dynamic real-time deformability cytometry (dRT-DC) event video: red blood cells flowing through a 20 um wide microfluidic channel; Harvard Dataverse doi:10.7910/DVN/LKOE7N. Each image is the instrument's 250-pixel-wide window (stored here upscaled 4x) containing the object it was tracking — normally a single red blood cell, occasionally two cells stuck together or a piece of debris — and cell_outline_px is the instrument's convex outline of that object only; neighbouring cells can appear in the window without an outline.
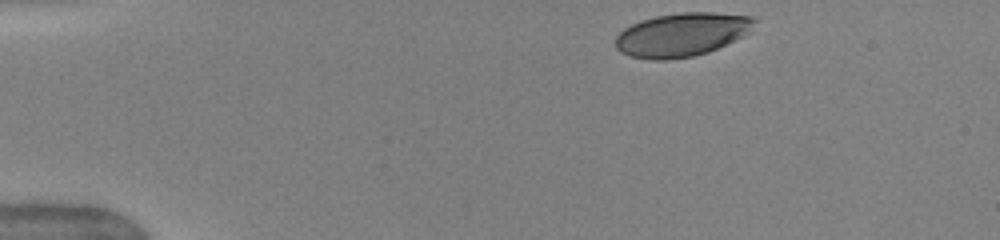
{"species": "human", "species_latin": "Homo sapiens", "temperature_condition": "warm", "stored_images_in_passage": 43, "camera_frame_rate_fps": 3000, "um_per_image_px": 0.085, "donor": {"sex": "female"}, "frame": {"image": 1, "passage_image": 1, "time_ms": 0.0, "image_size_px": [1000, 240], "cell_outline_px": [[756, 20], [748, 32], [744, 36], [708, 52], [692, 56], [664, 60], [652, 60], [632, 56], [620, 52], [616, 48], [616, 36], [624, 28], [640, 20], [656, 16], [680, 12], [712, 12], [752, 16]], "centroid_in_image_um": [57.94, 2.93], "position_along_channel_um": 27.1, "area_um2": 35.14}}
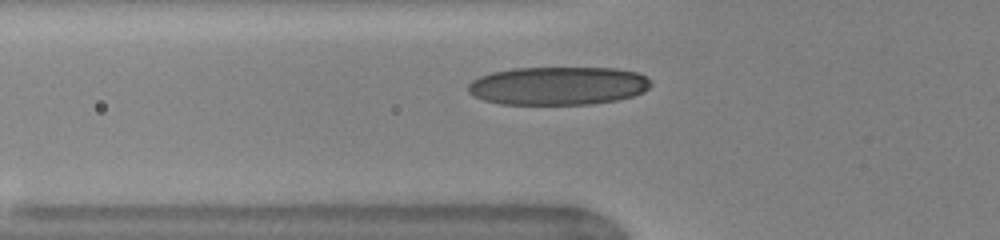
{"frame": {"image": 2, "passage_image": 11, "time_ms": 3.333, "image_size_px": [1000, 240], "cell_outline_px": [[652, 84], [644, 92], [632, 96], [616, 100], [592, 104], [500, 104], [484, 100], [472, 96], [468, 92], [468, 84], [472, 80], [480, 76], [492, 72], [512, 68], [616, 68], [636, 72], [644, 76]], "centroid_in_image_um": [47.41, 7.29], "position_along_channel_um": 78.4, "area_um2": 40.86}}
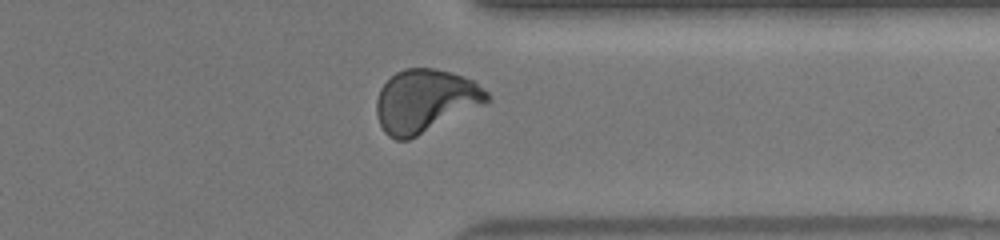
{"frame": {"image": 3, "passage_image": 33, "time_ms": 10.667, "image_size_px": [1000, 240], "cell_outline_px": [[492, 100], [488, 104], [408, 140], [396, 140], [388, 136], [384, 132], [376, 116], [376, 100], [380, 88], [396, 72], [404, 68], [436, 68], [464, 76], [472, 80], [488, 92]], "centroid_in_image_um": [36.17, 8.58], "position_along_channel_um": 375.2, "area_um2": 41.1}, "authors_computed_cell_mechanics": {"area_um2": 39.0728, "velocity_mm_per_s": 4.0417, "shape_relaxation_time_tau1_ms": 4.1884, "shape_relaxation_time_tau2_ms": 0.6955, "deformation_change_tau1": 0.2011, "deformation_change_tau2": 0.0684}}